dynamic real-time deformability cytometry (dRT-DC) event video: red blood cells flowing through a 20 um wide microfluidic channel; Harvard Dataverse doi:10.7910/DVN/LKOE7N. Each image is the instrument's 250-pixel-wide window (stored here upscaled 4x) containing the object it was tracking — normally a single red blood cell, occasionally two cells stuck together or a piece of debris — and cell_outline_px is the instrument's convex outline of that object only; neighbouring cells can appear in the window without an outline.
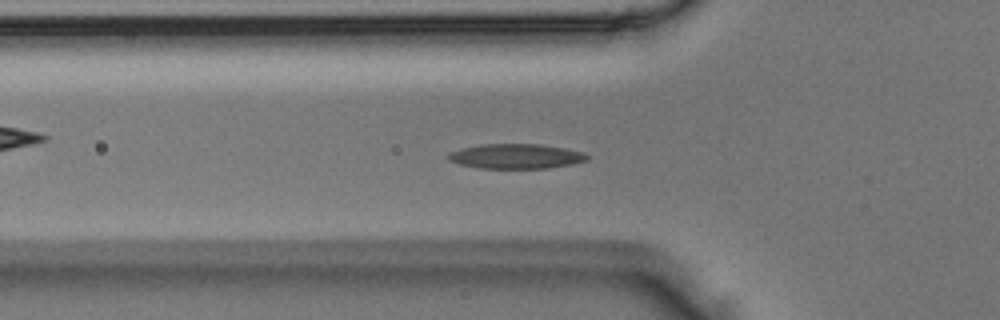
{"species": "Egyptian fruit bat (a non-hibernating species)", "species_latin": "Rousettus aegyptiacus", "temperature_condition": "room temperature", "stored_images_in_passage": 50, "camera_frame_rate_fps": 3000, "um_per_image_px": 0.085, "animal": {"sex": "male"}, "frame": {"image": 1, "passage_image": 16, "time_ms": 5.0, "image_size_px": [1000, 320], "cell_outline_px": [[588, 160], [572, 164], [548, 168], [480, 168], [460, 164], [448, 160], [448, 156], [452, 152], [460, 148], [480, 144], [540, 144], [564, 148], [584, 152], [588, 156]], "centroid_in_image_um": [43.87, 13.28], "position_along_channel_um": 81.9, "area_um2": 20.0}}
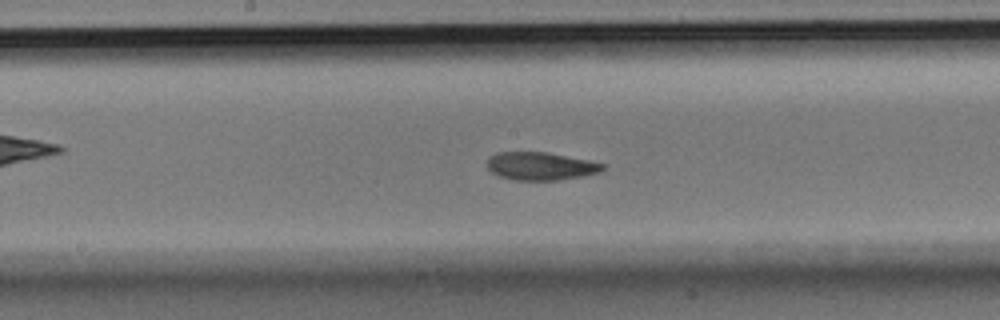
{"frame": {"image": 2, "passage_image": 25, "time_ms": 8.0, "image_size_px": [1000, 320], "cell_outline_px": [[604, 168], [600, 172], [584, 176], [556, 180], [512, 180], [500, 176], [492, 172], [488, 168], [488, 156], [496, 152], [548, 152], [588, 160], [604, 164]], "centroid_in_image_um": [45.94, 14.11], "position_along_channel_um": 202.3, "area_um2": 18.84}}
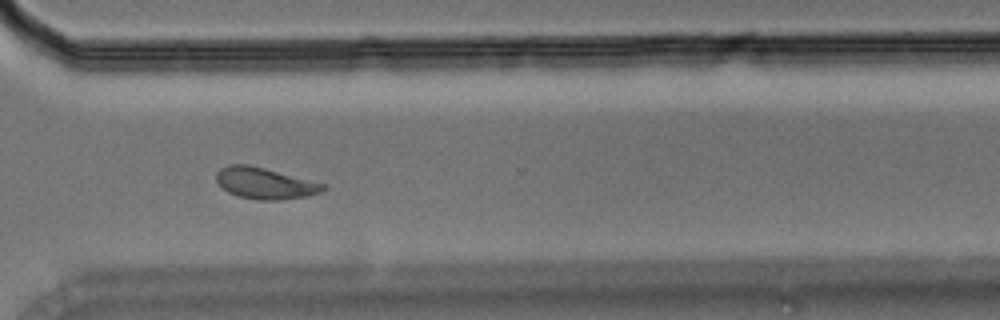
{"frame": {"image": 3, "passage_image": 36, "time_ms": 11.667, "image_size_px": [1000, 320], "cell_outline_px": [[328, 188], [320, 192], [308, 196], [280, 200], [260, 200], [240, 196], [228, 192], [216, 180], [216, 172], [220, 168], [228, 164], [248, 164], [328, 184]], "centroid_in_image_um": [22.56, 15.57], "position_along_channel_um": 348.0, "area_um2": 19.54}}